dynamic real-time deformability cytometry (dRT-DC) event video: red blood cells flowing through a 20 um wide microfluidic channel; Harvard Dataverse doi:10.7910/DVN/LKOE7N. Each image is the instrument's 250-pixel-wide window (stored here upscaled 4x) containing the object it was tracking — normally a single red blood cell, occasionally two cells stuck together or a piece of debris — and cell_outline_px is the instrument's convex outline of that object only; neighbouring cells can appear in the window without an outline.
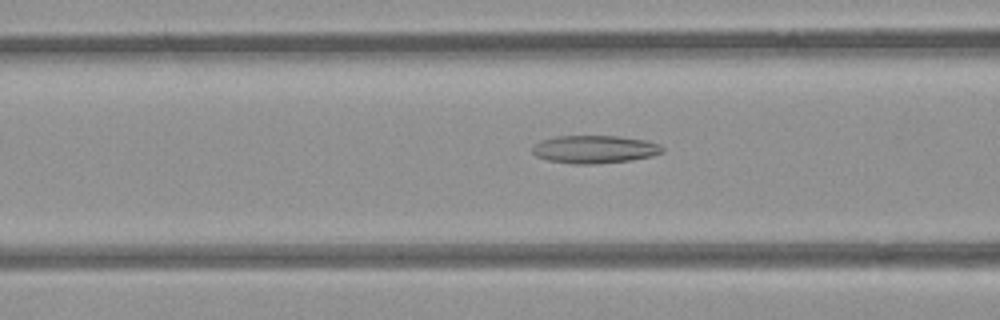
{"species": "common noctule bat (a hibernating species)", "species_latin": "Nyctalus noctula", "temperature_condition": "room temperature", "stored_images_in_passage": 46, "camera_frame_rate_fps": 3000, "um_per_image_px": 0.085, "animal": {"sex": "female", "body_mass_g": 21.9}, "frame": {"image": 1, "passage_image": 14, "time_ms": 4.333, "image_size_px": [1000, 320], "cell_outline_px": [[664, 152], [652, 156], [628, 160], [592, 164], [572, 164], [548, 160], [536, 156], [532, 152], [532, 148], [540, 140], [556, 136], [616, 136], [644, 140], [660, 144], [664, 148]], "centroid_in_image_um": [50.53, 12.69], "position_along_channel_um": 116.1, "area_um2": 21.04}}
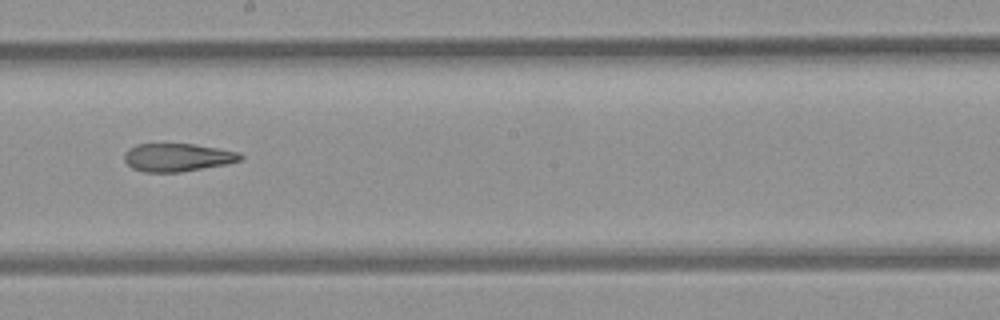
{"frame": {"image": 2, "passage_image": 23, "time_ms": 7.333, "image_size_px": [1000, 320], "cell_outline_px": [[244, 156], [240, 160], [228, 164], [180, 172], [144, 172], [132, 168], [124, 160], [124, 152], [128, 148], [136, 144], [192, 144], [240, 152]], "centroid_in_image_um": [15.07, 13.38], "position_along_channel_um": 233.1, "area_um2": 19.02}}
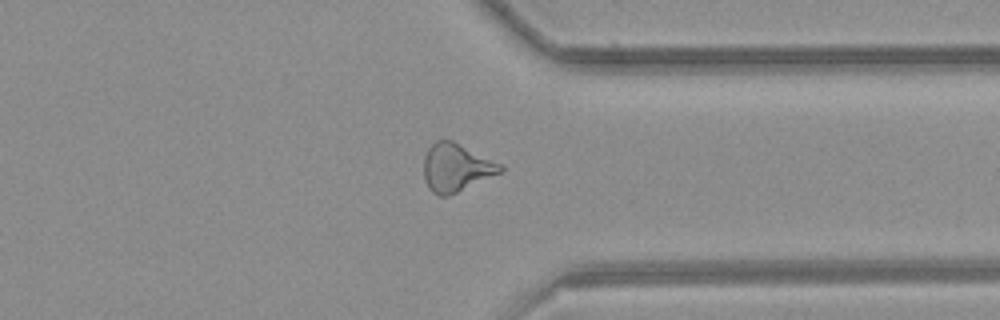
{"frame": {"image": 3, "passage_image": 34, "time_ms": 11.0, "image_size_px": [1000, 320], "cell_outline_px": [[504, 168], [500, 172], [448, 196], [440, 196], [432, 192], [428, 188], [424, 180], [424, 156], [428, 148], [436, 140], [452, 140], [504, 164]], "centroid_in_image_um": [38.76, 14.23], "position_along_channel_um": 372.6, "area_um2": 21.39}, "authors_computed_cell_mechanics": {"area_um2": 21.1548, "velocity_mm_per_s": 3.8848, "shape_relaxation_time_tau1_ms": null, "shape_relaxation_time_tau2_ms": 3.9461, "deformation_change_tau1": null, "deformation_change_tau2": 0.1517}}